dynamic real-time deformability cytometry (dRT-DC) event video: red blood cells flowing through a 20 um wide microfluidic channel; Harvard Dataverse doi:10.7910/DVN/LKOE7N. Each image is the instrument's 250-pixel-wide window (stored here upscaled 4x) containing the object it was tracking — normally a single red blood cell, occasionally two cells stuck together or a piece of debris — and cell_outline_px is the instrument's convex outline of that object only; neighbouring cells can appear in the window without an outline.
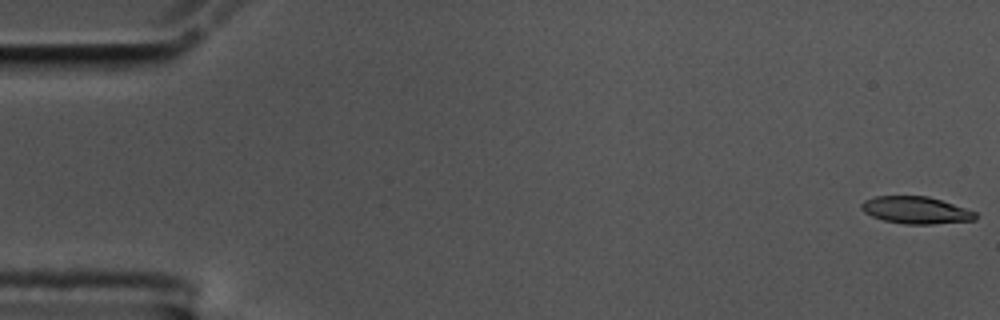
{"species": "common noctule bat (a hibernating species)", "species_latin": "Nyctalus noctula", "temperature_condition": "cold", "stored_images_in_passage": 18, "camera_frame_rate_fps": 3000, "um_per_image_px": 0.085, "animal": {"sex": "male", "body_mass_g": 17.5, "forearm_length_mm": 52.3}, "frame": {"image": 1, "passage_image": 1, "time_ms": 0.0, "image_size_px": [1000, 320], "cell_outline_px": [[976, 220], [932, 224], [904, 224], [884, 220], [872, 216], [864, 212], [860, 208], [860, 204], [864, 200], [876, 196], [928, 196], [976, 212]], "centroid_in_image_um": [77.82, 17.86], "position_along_channel_um": 7.2, "area_um2": 17.92}}